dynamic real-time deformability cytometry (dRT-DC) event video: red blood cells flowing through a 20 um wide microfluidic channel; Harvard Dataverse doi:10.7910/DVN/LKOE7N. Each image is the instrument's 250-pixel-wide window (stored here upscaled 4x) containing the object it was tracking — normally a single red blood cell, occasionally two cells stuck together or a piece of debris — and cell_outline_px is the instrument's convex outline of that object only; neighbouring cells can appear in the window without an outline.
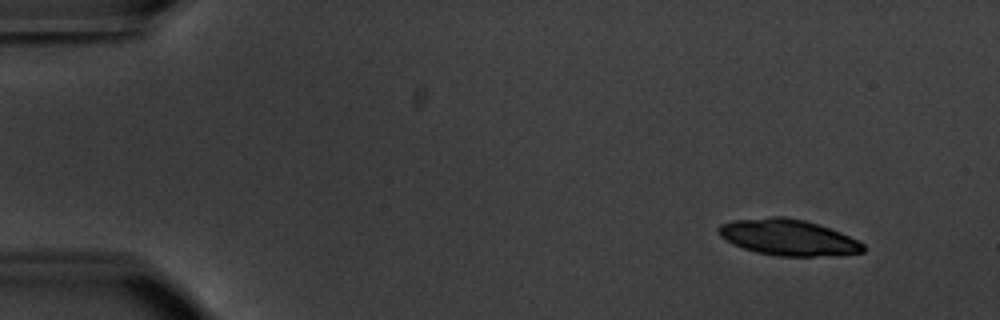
{"species": "common noctule bat (a hibernating species)", "species_latin": "Nyctalus noctula", "temperature_condition": "warm", "stored_images_in_passage": 25, "camera_frame_rate_fps": 3000, "um_per_image_px": 0.085, "animal": {"sex": "male", "body_mass_g": 20.1, "forearm_length_mm": 53.5}, "frame": {"image": 1, "passage_image": 1, "time_ms": 0.0, "image_size_px": [1000, 320], "cell_outline_px": [[864, 252], [840, 256], [780, 256], [756, 252], [744, 248], [720, 236], [716, 228], [720, 224], [732, 220], [772, 216], [784, 216], [804, 220], [840, 232], [864, 244]], "centroid_in_image_um": [67.0, 20.18], "position_along_channel_um": 18.0, "area_um2": 30.35}}